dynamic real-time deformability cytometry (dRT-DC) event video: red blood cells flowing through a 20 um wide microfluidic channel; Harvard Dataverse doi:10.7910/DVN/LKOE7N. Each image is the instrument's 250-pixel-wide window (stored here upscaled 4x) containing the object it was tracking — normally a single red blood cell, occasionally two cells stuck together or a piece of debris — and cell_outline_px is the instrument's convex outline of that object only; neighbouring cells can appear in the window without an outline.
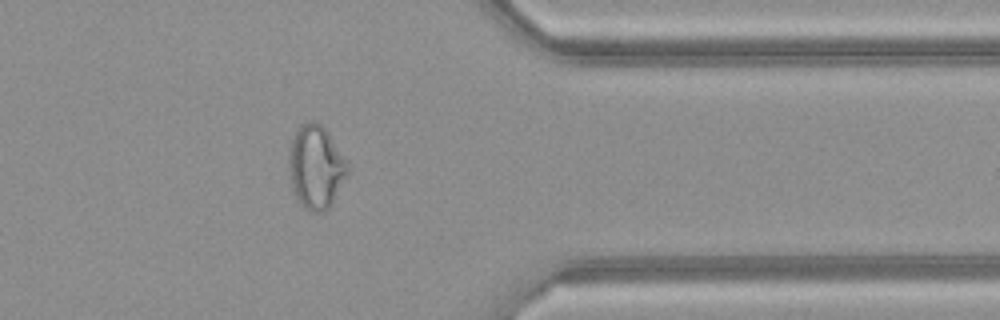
{"species": "common noctule bat (a hibernating species)", "species_latin": "Nyctalus noctula", "temperature_condition": "warm", "stored_images_in_passage": 33, "camera_frame_rate_fps": 3000, "um_per_image_px": 0.085, "animal": {"sex": "female", "body_mass_g": 21.9}, "frame": {"image": 1, "passage_image": 24, "time_ms": 7.667, "image_size_px": [1000, 320], "cell_outline_px": [[348, 172], [332, 204], [324, 212], [312, 212], [304, 208], [296, 200], [292, 188], [288, 172], [288, 152], [292, 136], [300, 124], [308, 120], [316, 120], [328, 132], [348, 160]], "centroid_in_image_um": [26.82, 14.18], "position_along_channel_um": 384.6, "area_um2": 29.19}}